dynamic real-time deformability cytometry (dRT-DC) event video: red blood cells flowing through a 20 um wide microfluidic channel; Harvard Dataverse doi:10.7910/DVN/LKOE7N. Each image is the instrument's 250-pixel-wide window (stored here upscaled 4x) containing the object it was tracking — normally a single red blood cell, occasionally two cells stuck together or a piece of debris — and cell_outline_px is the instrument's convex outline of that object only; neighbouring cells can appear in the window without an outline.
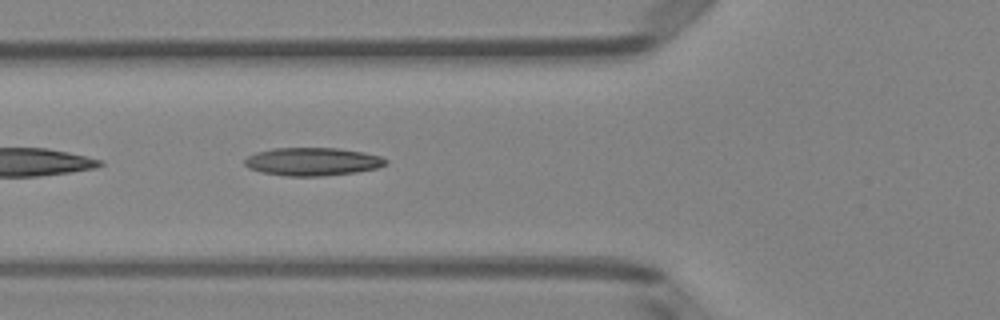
{"species": "Egyptian fruit bat (a non-hibernating species)", "species_latin": "Rousettus aegyptiacus", "temperature_condition": "room temperature", "stored_images_in_passage": 34, "camera_frame_rate_fps": 3000, "um_per_image_px": 0.085, "animal": {"sex": "female"}, "frame": {"image": 1, "passage_image": 4, "time_ms": 1.0, "image_size_px": [1000, 320], "cell_outline_px": [[388, 164], [380, 168], [356, 172], [320, 176], [284, 176], [260, 172], [248, 168], [244, 164], [244, 160], [248, 156], [256, 152], [272, 148], [336, 148], [364, 152], [380, 156], [388, 160]], "centroid_in_image_um": [26.57, 13.74], "position_along_channel_um": 99.2, "area_um2": 23.29}}
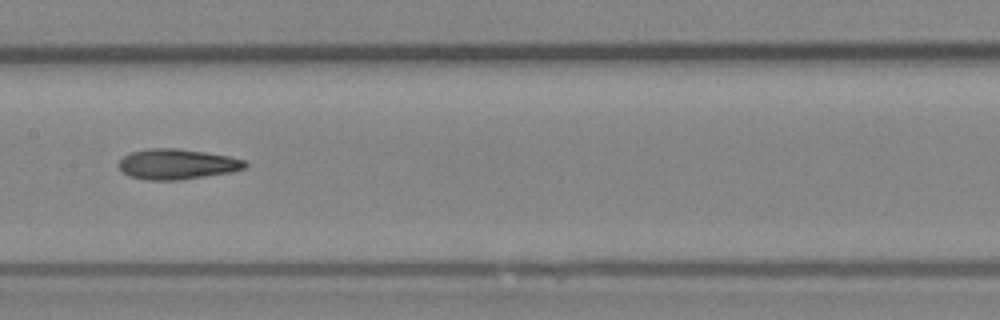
{"frame": {"image": 2, "passage_image": 11, "time_ms": 3.333, "image_size_px": [1000, 320], "cell_outline_px": [[248, 164], [244, 168], [232, 172], [180, 180], [148, 180], [128, 176], [120, 168], [120, 160], [124, 156], [132, 152], [148, 148], [176, 148], [204, 152], [228, 156], [244, 160]], "centroid_in_image_um": [15.06, 13.95], "position_along_channel_um": 192.3, "area_um2": 22.2}}
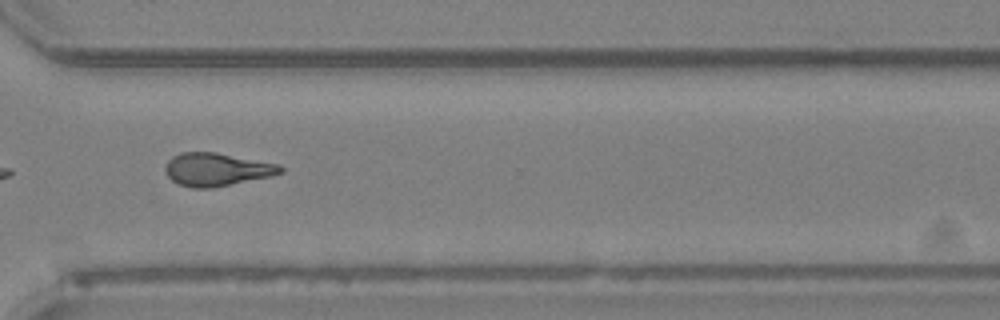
{"frame": {"image": 3, "passage_image": 23, "time_ms": 7.333, "image_size_px": [1000, 320], "cell_outline_px": [[284, 172], [272, 176], [212, 188], [192, 188], [180, 184], [172, 180], [164, 172], [164, 168], [168, 160], [172, 156], [180, 152], [216, 152], [280, 164], [284, 168]], "centroid_in_image_um": [18.43, 14.4], "position_along_channel_um": 352.2, "area_um2": 22.37}}